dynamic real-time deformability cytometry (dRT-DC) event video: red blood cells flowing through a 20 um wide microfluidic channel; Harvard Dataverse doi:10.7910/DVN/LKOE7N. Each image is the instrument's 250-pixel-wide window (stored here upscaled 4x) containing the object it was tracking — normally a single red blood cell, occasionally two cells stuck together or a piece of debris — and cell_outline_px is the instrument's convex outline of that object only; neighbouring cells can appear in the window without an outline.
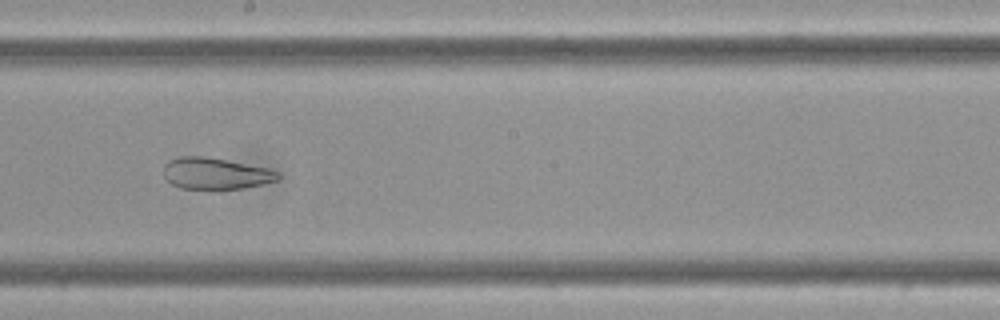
{"species": "Egyptian fruit bat (a non-hibernating species)", "species_latin": "Rousettus aegyptiacus", "temperature_condition": "cold", "stored_images_in_passage": 9, "camera_frame_rate_fps": 3000, "um_per_image_px": 0.085, "frame": {"image": 1, "passage_image": 6, "time_ms": 1.667, "image_size_px": [1000, 320], "cell_outline_px": [[280, 176], [276, 180], [244, 188], [220, 192], [216, 192], [180, 188], [172, 184], [164, 176], [164, 164], [168, 160], [180, 156], [204, 156], [268, 168], [280, 172]], "centroid_in_image_um": [18.29, 14.79], "position_along_channel_um": 229.9, "area_um2": 21.68}}